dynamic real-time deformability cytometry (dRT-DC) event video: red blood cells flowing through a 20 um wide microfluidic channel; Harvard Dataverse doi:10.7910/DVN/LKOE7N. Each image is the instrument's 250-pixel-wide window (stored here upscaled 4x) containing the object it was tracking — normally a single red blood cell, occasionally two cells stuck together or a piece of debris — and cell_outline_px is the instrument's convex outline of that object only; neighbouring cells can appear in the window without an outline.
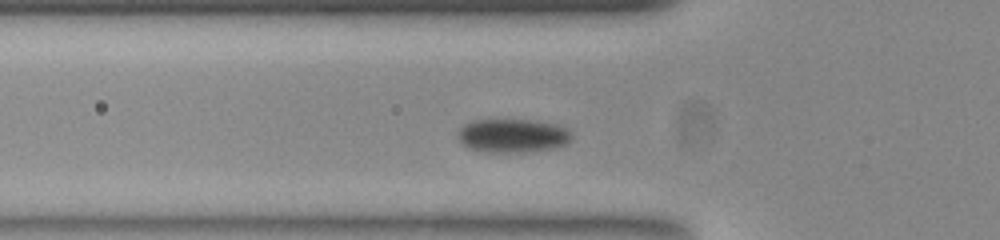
{"species": "common noctule bat (a hibernating species)", "species_latin": "Nyctalus noctula", "temperature_condition": "room temperature", "stored_images_in_passage": 34, "camera_frame_rate_fps": 3000, "um_per_image_px": 0.085, "animal": {"sex": "female", "body_mass_g": 23.0, "forearm_length_mm": 53.4}, "frame": {"image": 1, "passage_image": 2, "time_ms": 0.333, "image_size_px": [1000, 240], "cell_outline_px": [[572, 136], [564, 144], [552, 148], [524, 152], [488, 152], [468, 148], [460, 140], [460, 128], [464, 124], [472, 120], [528, 120], [548, 124], [564, 128]], "centroid_in_image_um": [43.51, 11.54], "position_along_channel_um": 82.3, "area_um2": 21.56}}
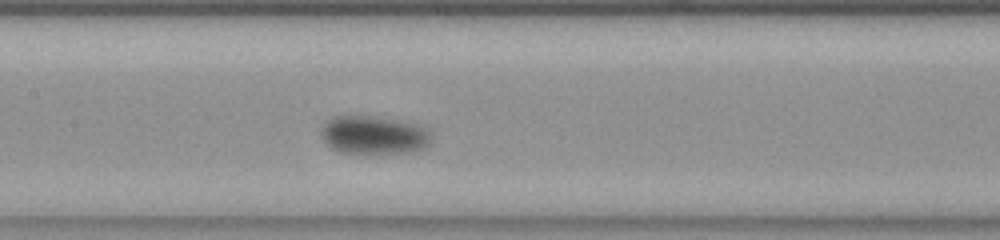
{"frame": {"image": 2, "passage_image": 10, "time_ms": 3.0, "image_size_px": [1000, 240], "cell_outline_px": [[424, 140], [420, 148], [408, 152], [380, 156], [360, 156], [340, 152], [324, 136], [324, 128], [328, 120], [336, 116], [368, 116], [408, 124], [424, 132]], "centroid_in_image_um": [31.62, 11.56], "position_along_channel_um": 175.8, "area_um2": 23.06}}
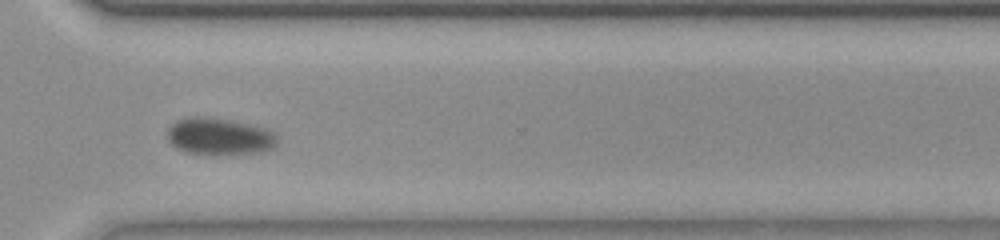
{"frame": {"image": 3, "passage_image": 25, "time_ms": 8.0, "image_size_px": [1000, 240], "cell_outline_px": [[276, 140], [264, 152], [188, 152], [172, 144], [168, 140], [168, 128], [172, 124], [180, 120], [228, 120], [264, 128], [272, 132], [276, 136]], "centroid_in_image_um": [18.65, 11.61], "position_along_channel_um": 351.9, "area_um2": 21.39}}